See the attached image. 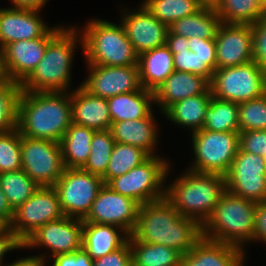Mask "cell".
<instances>
[{
    "label": "cell",
    "instance_id": "cb8c5ba5",
    "mask_svg": "<svg viewBox=\"0 0 266 266\" xmlns=\"http://www.w3.org/2000/svg\"><path fill=\"white\" fill-rule=\"evenodd\" d=\"M142 88L154 92L174 72L173 54L167 45L143 52L138 57Z\"/></svg>",
    "mask_w": 266,
    "mask_h": 266
},
{
    "label": "cell",
    "instance_id": "83f0119b",
    "mask_svg": "<svg viewBox=\"0 0 266 266\" xmlns=\"http://www.w3.org/2000/svg\"><path fill=\"white\" fill-rule=\"evenodd\" d=\"M96 130L71 123L60 141L65 168H82L90 155L91 141Z\"/></svg>",
    "mask_w": 266,
    "mask_h": 266
},
{
    "label": "cell",
    "instance_id": "603a6c76",
    "mask_svg": "<svg viewBox=\"0 0 266 266\" xmlns=\"http://www.w3.org/2000/svg\"><path fill=\"white\" fill-rule=\"evenodd\" d=\"M72 123L98 130L111 128L106 98L91 95L81 85L71 93Z\"/></svg>",
    "mask_w": 266,
    "mask_h": 266
},
{
    "label": "cell",
    "instance_id": "836d02e7",
    "mask_svg": "<svg viewBox=\"0 0 266 266\" xmlns=\"http://www.w3.org/2000/svg\"><path fill=\"white\" fill-rule=\"evenodd\" d=\"M149 157L150 155L139 147L115 142L106 173L102 176L104 183L107 184L111 179L129 172Z\"/></svg>",
    "mask_w": 266,
    "mask_h": 266
},
{
    "label": "cell",
    "instance_id": "db71d44e",
    "mask_svg": "<svg viewBox=\"0 0 266 266\" xmlns=\"http://www.w3.org/2000/svg\"><path fill=\"white\" fill-rule=\"evenodd\" d=\"M223 0H198L199 5L202 8H208L216 10Z\"/></svg>",
    "mask_w": 266,
    "mask_h": 266
},
{
    "label": "cell",
    "instance_id": "7c38bea8",
    "mask_svg": "<svg viewBox=\"0 0 266 266\" xmlns=\"http://www.w3.org/2000/svg\"><path fill=\"white\" fill-rule=\"evenodd\" d=\"M64 216L54 187H39L28 200L14 211L10 229L23 243L39 227Z\"/></svg>",
    "mask_w": 266,
    "mask_h": 266
},
{
    "label": "cell",
    "instance_id": "816d5d0a",
    "mask_svg": "<svg viewBox=\"0 0 266 266\" xmlns=\"http://www.w3.org/2000/svg\"><path fill=\"white\" fill-rule=\"evenodd\" d=\"M14 8L40 11L47 0H11Z\"/></svg>",
    "mask_w": 266,
    "mask_h": 266
},
{
    "label": "cell",
    "instance_id": "ac0fdd59",
    "mask_svg": "<svg viewBox=\"0 0 266 266\" xmlns=\"http://www.w3.org/2000/svg\"><path fill=\"white\" fill-rule=\"evenodd\" d=\"M217 69L253 61V33L249 24L221 23L215 36Z\"/></svg>",
    "mask_w": 266,
    "mask_h": 266
},
{
    "label": "cell",
    "instance_id": "f546056e",
    "mask_svg": "<svg viewBox=\"0 0 266 266\" xmlns=\"http://www.w3.org/2000/svg\"><path fill=\"white\" fill-rule=\"evenodd\" d=\"M221 19L216 10L201 8L196 13L173 22L168 30L172 34L186 38L199 37L202 39L215 38Z\"/></svg>",
    "mask_w": 266,
    "mask_h": 266
},
{
    "label": "cell",
    "instance_id": "8d00e7d4",
    "mask_svg": "<svg viewBox=\"0 0 266 266\" xmlns=\"http://www.w3.org/2000/svg\"><path fill=\"white\" fill-rule=\"evenodd\" d=\"M114 145L115 141L110 129L95 131L90 155L81 169L102 177L106 173Z\"/></svg>",
    "mask_w": 266,
    "mask_h": 266
},
{
    "label": "cell",
    "instance_id": "f35d334b",
    "mask_svg": "<svg viewBox=\"0 0 266 266\" xmlns=\"http://www.w3.org/2000/svg\"><path fill=\"white\" fill-rule=\"evenodd\" d=\"M238 106L240 132L266 130V93L257 99L241 102Z\"/></svg>",
    "mask_w": 266,
    "mask_h": 266
},
{
    "label": "cell",
    "instance_id": "44dd1931",
    "mask_svg": "<svg viewBox=\"0 0 266 266\" xmlns=\"http://www.w3.org/2000/svg\"><path fill=\"white\" fill-rule=\"evenodd\" d=\"M243 249L202 237L182 255L181 266H243Z\"/></svg>",
    "mask_w": 266,
    "mask_h": 266
},
{
    "label": "cell",
    "instance_id": "4dcf8cb0",
    "mask_svg": "<svg viewBox=\"0 0 266 266\" xmlns=\"http://www.w3.org/2000/svg\"><path fill=\"white\" fill-rule=\"evenodd\" d=\"M132 253V266H181L182 254L162 244L137 241L128 238Z\"/></svg>",
    "mask_w": 266,
    "mask_h": 266
},
{
    "label": "cell",
    "instance_id": "ffe728a7",
    "mask_svg": "<svg viewBox=\"0 0 266 266\" xmlns=\"http://www.w3.org/2000/svg\"><path fill=\"white\" fill-rule=\"evenodd\" d=\"M37 12L14 7L0 9V51L15 41L40 38L51 29Z\"/></svg>",
    "mask_w": 266,
    "mask_h": 266
},
{
    "label": "cell",
    "instance_id": "bcb514c9",
    "mask_svg": "<svg viewBox=\"0 0 266 266\" xmlns=\"http://www.w3.org/2000/svg\"><path fill=\"white\" fill-rule=\"evenodd\" d=\"M53 258L52 266H94V260L83 248L73 253L56 255Z\"/></svg>",
    "mask_w": 266,
    "mask_h": 266
},
{
    "label": "cell",
    "instance_id": "f5cc1de1",
    "mask_svg": "<svg viewBox=\"0 0 266 266\" xmlns=\"http://www.w3.org/2000/svg\"><path fill=\"white\" fill-rule=\"evenodd\" d=\"M45 256H31L28 258H22L20 260H17L13 262L12 264L8 266H44L45 259L43 258Z\"/></svg>",
    "mask_w": 266,
    "mask_h": 266
},
{
    "label": "cell",
    "instance_id": "484cf974",
    "mask_svg": "<svg viewBox=\"0 0 266 266\" xmlns=\"http://www.w3.org/2000/svg\"><path fill=\"white\" fill-rule=\"evenodd\" d=\"M156 126L152 113L147 118L113 122L110 128L115 142L139 147L153 156Z\"/></svg>",
    "mask_w": 266,
    "mask_h": 266
},
{
    "label": "cell",
    "instance_id": "e575fe53",
    "mask_svg": "<svg viewBox=\"0 0 266 266\" xmlns=\"http://www.w3.org/2000/svg\"><path fill=\"white\" fill-rule=\"evenodd\" d=\"M0 186L13 211L18 209L40 187L22 169L0 173Z\"/></svg>",
    "mask_w": 266,
    "mask_h": 266
},
{
    "label": "cell",
    "instance_id": "5bb4252c",
    "mask_svg": "<svg viewBox=\"0 0 266 266\" xmlns=\"http://www.w3.org/2000/svg\"><path fill=\"white\" fill-rule=\"evenodd\" d=\"M139 206L132 198L121 195L104 184L83 222L114 225L119 227L123 235L130 236L137 223Z\"/></svg>",
    "mask_w": 266,
    "mask_h": 266
},
{
    "label": "cell",
    "instance_id": "30bf717a",
    "mask_svg": "<svg viewBox=\"0 0 266 266\" xmlns=\"http://www.w3.org/2000/svg\"><path fill=\"white\" fill-rule=\"evenodd\" d=\"M104 184L101 176L81 168H65L53 187L64 215L83 220Z\"/></svg>",
    "mask_w": 266,
    "mask_h": 266
},
{
    "label": "cell",
    "instance_id": "f1b7e54d",
    "mask_svg": "<svg viewBox=\"0 0 266 266\" xmlns=\"http://www.w3.org/2000/svg\"><path fill=\"white\" fill-rule=\"evenodd\" d=\"M212 98L211 88L204 94L185 98L171 105L164 113L178 125L192 129V133L203 128L204 118Z\"/></svg>",
    "mask_w": 266,
    "mask_h": 266
},
{
    "label": "cell",
    "instance_id": "8fae6325",
    "mask_svg": "<svg viewBox=\"0 0 266 266\" xmlns=\"http://www.w3.org/2000/svg\"><path fill=\"white\" fill-rule=\"evenodd\" d=\"M22 170L40 187H53L65 169L61 145L20 135Z\"/></svg>",
    "mask_w": 266,
    "mask_h": 266
},
{
    "label": "cell",
    "instance_id": "7bdbcfd3",
    "mask_svg": "<svg viewBox=\"0 0 266 266\" xmlns=\"http://www.w3.org/2000/svg\"><path fill=\"white\" fill-rule=\"evenodd\" d=\"M188 47L190 51L196 53L199 58L205 61L213 71L217 69L215 38L190 37L188 38Z\"/></svg>",
    "mask_w": 266,
    "mask_h": 266
},
{
    "label": "cell",
    "instance_id": "f907efd6",
    "mask_svg": "<svg viewBox=\"0 0 266 266\" xmlns=\"http://www.w3.org/2000/svg\"><path fill=\"white\" fill-rule=\"evenodd\" d=\"M13 217L14 211L9 205L7 198L0 186V218L5 220L10 225L13 220Z\"/></svg>",
    "mask_w": 266,
    "mask_h": 266
},
{
    "label": "cell",
    "instance_id": "ba28073f",
    "mask_svg": "<svg viewBox=\"0 0 266 266\" xmlns=\"http://www.w3.org/2000/svg\"><path fill=\"white\" fill-rule=\"evenodd\" d=\"M168 165L166 160L153 155L129 172L111 179L106 185L140 205L157 201L165 197L162 184L169 170Z\"/></svg>",
    "mask_w": 266,
    "mask_h": 266
},
{
    "label": "cell",
    "instance_id": "9a60e30c",
    "mask_svg": "<svg viewBox=\"0 0 266 266\" xmlns=\"http://www.w3.org/2000/svg\"><path fill=\"white\" fill-rule=\"evenodd\" d=\"M62 29L51 28L44 36L33 40H19L7 44L1 51L6 78L21 84L44 56L48 42Z\"/></svg>",
    "mask_w": 266,
    "mask_h": 266
},
{
    "label": "cell",
    "instance_id": "6da1fadb",
    "mask_svg": "<svg viewBox=\"0 0 266 266\" xmlns=\"http://www.w3.org/2000/svg\"><path fill=\"white\" fill-rule=\"evenodd\" d=\"M131 235L137 241L162 244L184 255L202 238V226L194 219L181 216L164 197L139 206Z\"/></svg>",
    "mask_w": 266,
    "mask_h": 266
},
{
    "label": "cell",
    "instance_id": "7a4b0ae2",
    "mask_svg": "<svg viewBox=\"0 0 266 266\" xmlns=\"http://www.w3.org/2000/svg\"><path fill=\"white\" fill-rule=\"evenodd\" d=\"M21 91L18 103L20 135L60 143L72 123L71 93Z\"/></svg>",
    "mask_w": 266,
    "mask_h": 266
},
{
    "label": "cell",
    "instance_id": "d6986e66",
    "mask_svg": "<svg viewBox=\"0 0 266 266\" xmlns=\"http://www.w3.org/2000/svg\"><path fill=\"white\" fill-rule=\"evenodd\" d=\"M122 26L136 53L166 45L168 26L161 23L142 3L139 11L124 15Z\"/></svg>",
    "mask_w": 266,
    "mask_h": 266
},
{
    "label": "cell",
    "instance_id": "9c48e42d",
    "mask_svg": "<svg viewBox=\"0 0 266 266\" xmlns=\"http://www.w3.org/2000/svg\"><path fill=\"white\" fill-rule=\"evenodd\" d=\"M195 163L190 170L226 175L239 150V132L201 129L192 135Z\"/></svg>",
    "mask_w": 266,
    "mask_h": 266
},
{
    "label": "cell",
    "instance_id": "52a82bcc",
    "mask_svg": "<svg viewBox=\"0 0 266 266\" xmlns=\"http://www.w3.org/2000/svg\"><path fill=\"white\" fill-rule=\"evenodd\" d=\"M210 88L212 96L238 104L257 99L266 93V71L255 61L216 69Z\"/></svg>",
    "mask_w": 266,
    "mask_h": 266
},
{
    "label": "cell",
    "instance_id": "60d3db41",
    "mask_svg": "<svg viewBox=\"0 0 266 266\" xmlns=\"http://www.w3.org/2000/svg\"><path fill=\"white\" fill-rule=\"evenodd\" d=\"M173 54L174 71L192 73L206 78L210 83L213 79L214 71L189 49L178 51Z\"/></svg>",
    "mask_w": 266,
    "mask_h": 266
},
{
    "label": "cell",
    "instance_id": "9f6ffc18",
    "mask_svg": "<svg viewBox=\"0 0 266 266\" xmlns=\"http://www.w3.org/2000/svg\"><path fill=\"white\" fill-rule=\"evenodd\" d=\"M6 79L3 67H2V60H1V54H0V83Z\"/></svg>",
    "mask_w": 266,
    "mask_h": 266
},
{
    "label": "cell",
    "instance_id": "d6a6232c",
    "mask_svg": "<svg viewBox=\"0 0 266 266\" xmlns=\"http://www.w3.org/2000/svg\"><path fill=\"white\" fill-rule=\"evenodd\" d=\"M216 12L225 24L252 25L266 16L259 0H223Z\"/></svg>",
    "mask_w": 266,
    "mask_h": 266
},
{
    "label": "cell",
    "instance_id": "8992f818",
    "mask_svg": "<svg viewBox=\"0 0 266 266\" xmlns=\"http://www.w3.org/2000/svg\"><path fill=\"white\" fill-rule=\"evenodd\" d=\"M81 34L88 64L102 66H138V57L125 30L104 20H93Z\"/></svg>",
    "mask_w": 266,
    "mask_h": 266
},
{
    "label": "cell",
    "instance_id": "b9f144b4",
    "mask_svg": "<svg viewBox=\"0 0 266 266\" xmlns=\"http://www.w3.org/2000/svg\"><path fill=\"white\" fill-rule=\"evenodd\" d=\"M239 149L266 158V130L239 132Z\"/></svg>",
    "mask_w": 266,
    "mask_h": 266
},
{
    "label": "cell",
    "instance_id": "4316f807",
    "mask_svg": "<svg viewBox=\"0 0 266 266\" xmlns=\"http://www.w3.org/2000/svg\"><path fill=\"white\" fill-rule=\"evenodd\" d=\"M152 101L154 92L144 88L107 98L112 123L147 118L152 113Z\"/></svg>",
    "mask_w": 266,
    "mask_h": 266
},
{
    "label": "cell",
    "instance_id": "d590c367",
    "mask_svg": "<svg viewBox=\"0 0 266 266\" xmlns=\"http://www.w3.org/2000/svg\"><path fill=\"white\" fill-rule=\"evenodd\" d=\"M143 4L168 27L178 19L192 15L202 8L198 0H146Z\"/></svg>",
    "mask_w": 266,
    "mask_h": 266
},
{
    "label": "cell",
    "instance_id": "7dc6e473",
    "mask_svg": "<svg viewBox=\"0 0 266 266\" xmlns=\"http://www.w3.org/2000/svg\"><path fill=\"white\" fill-rule=\"evenodd\" d=\"M254 240L266 243V202H258L254 218Z\"/></svg>",
    "mask_w": 266,
    "mask_h": 266
},
{
    "label": "cell",
    "instance_id": "1f68e13d",
    "mask_svg": "<svg viewBox=\"0 0 266 266\" xmlns=\"http://www.w3.org/2000/svg\"><path fill=\"white\" fill-rule=\"evenodd\" d=\"M238 113V103L212 96L202 129L214 132H240Z\"/></svg>",
    "mask_w": 266,
    "mask_h": 266
},
{
    "label": "cell",
    "instance_id": "11a10c76",
    "mask_svg": "<svg viewBox=\"0 0 266 266\" xmlns=\"http://www.w3.org/2000/svg\"><path fill=\"white\" fill-rule=\"evenodd\" d=\"M9 227L10 225L0 218V235H2Z\"/></svg>",
    "mask_w": 266,
    "mask_h": 266
},
{
    "label": "cell",
    "instance_id": "74e56055",
    "mask_svg": "<svg viewBox=\"0 0 266 266\" xmlns=\"http://www.w3.org/2000/svg\"><path fill=\"white\" fill-rule=\"evenodd\" d=\"M21 86L6 78L0 83V132H10L18 126V103Z\"/></svg>",
    "mask_w": 266,
    "mask_h": 266
},
{
    "label": "cell",
    "instance_id": "6f0895ef",
    "mask_svg": "<svg viewBox=\"0 0 266 266\" xmlns=\"http://www.w3.org/2000/svg\"><path fill=\"white\" fill-rule=\"evenodd\" d=\"M259 1L262 7L264 8V10L266 11V0H259Z\"/></svg>",
    "mask_w": 266,
    "mask_h": 266
},
{
    "label": "cell",
    "instance_id": "e0dca14e",
    "mask_svg": "<svg viewBox=\"0 0 266 266\" xmlns=\"http://www.w3.org/2000/svg\"><path fill=\"white\" fill-rule=\"evenodd\" d=\"M82 228V219L64 216L39 227L23 242V248L46 246L52 257L73 253L82 248Z\"/></svg>",
    "mask_w": 266,
    "mask_h": 266
},
{
    "label": "cell",
    "instance_id": "ab89813d",
    "mask_svg": "<svg viewBox=\"0 0 266 266\" xmlns=\"http://www.w3.org/2000/svg\"><path fill=\"white\" fill-rule=\"evenodd\" d=\"M22 168L20 133L18 129L0 132V173Z\"/></svg>",
    "mask_w": 266,
    "mask_h": 266
},
{
    "label": "cell",
    "instance_id": "7402d4cb",
    "mask_svg": "<svg viewBox=\"0 0 266 266\" xmlns=\"http://www.w3.org/2000/svg\"><path fill=\"white\" fill-rule=\"evenodd\" d=\"M210 89V82L199 75L174 71L154 91V103L164 113L171 105L185 98L204 94Z\"/></svg>",
    "mask_w": 266,
    "mask_h": 266
},
{
    "label": "cell",
    "instance_id": "f6af8a7d",
    "mask_svg": "<svg viewBox=\"0 0 266 266\" xmlns=\"http://www.w3.org/2000/svg\"><path fill=\"white\" fill-rule=\"evenodd\" d=\"M94 266H132L129 240L114 252L94 260Z\"/></svg>",
    "mask_w": 266,
    "mask_h": 266
},
{
    "label": "cell",
    "instance_id": "c3c4849f",
    "mask_svg": "<svg viewBox=\"0 0 266 266\" xmlns=\"http://www.w3.org/2000/svg\"><path fill=\"white\" fill-rule=\"evenodd\" d=\"M23 248V243L16 237L10 227L0 235V266H2V257L6 252Z\"/></svg>",
    "mask_w": 266,
    "mask_h": 266
},
{
    "label": "cell",
    "instance_id": "3957f363",
    "mask_svg": "<svg viewBox=\"0 0 266 266\" xmlns=\"http://www.w3.org/2000/svg\"><path fill=\"white\" fill-rule=\"evenodd\" d=\"M166 187L165 197L180 215L194 219L203 226L226 190V182L224 175L189 169L173 185Z\"/></svg>",
    "mask_w": 266,
    "mask_h": 266
},
{
    "label": "cell",
    "instance_id": "2e32d148",
    "mask_svg": "<svg viewBox=\"0 0 266 266\" xmlns=\"http://www.w3.org/2000/svg\"><path fill=\"white\" fill-rule=\"evenodd\" d=\"M91 73L82 87L91 95L110 98L142 89L138 66L88 65Z\"/></svg>",
    "mask_w": 266,
    "mask_h": 266
},
{
    "label": "cell",
    "instance_id": "277c9868",
    "mask_svg": "<svg viewBox=\"0 0 266 266\" xmlns=\"http://www.w3.org/2000/svg\"><path fill=\"white\" fill-rule=\"evenodd\" d=\"M78 31L62 28L47 44L43 58L20 84L22 91L65 92L70 83V70Z\"/></svg>",
    "mask_w": 266,
    "mask_h": 266
},
{
    "label": "cell",
    "instance_id": "4fadbf2b",
    "mask_svg": "<svg viewBox=\"0 0 266 266\" xmlns=\"http://www.w3.org/2000/svg\"><path fill=\"white\" fill-rule=\"evenodd\" d=\"M226 189L255 202H266V158L240 149L225 175Z\"/></svg>",
    "mask_w": 266,
    "mask_h": 266
},
{
    "label": "cell",
    "instance_id": "5b68a950",
    "mask_svg": "<svg viewBox=\"0 0 266 266\" xmlns=\"http://www.w3.org/2000/svg\"><path fill=\"white\" fill-rule=\"evenodd\" d=\"M257 202L237 196L227 189L210 218L202 226V237L243 247L253 240Z\"/></svg>",
    "mask_w": 266,
    "mask_h": 266
},
{
    "label": "cell",
    "instance_id": "ee69618b",
    "mask_svg": "<svg viewBox=\"0 0 266 266\" xmlns=\"http://www.w3.org/2000/svg\"><path fill=\"white\" fill-rule=\"evenodd\" d=\"M253 61L266 71V16L252 24Z\"/></svg>",
    "mask_w": 266,
    "mask_h": 266
},
{
    "label": "cell",
    "instance_id": "681fc988",
    "mask_svg": "<svg viewBox=\"0 0 266 266\" xmlns=\"http://www.w3.org/2000/svg\"><path fill=\"white\" fill-rule=\"evenodd\" d=\"M166 45L172 53H178V51L189 49L188 38L172 34L169 31L167 33Z\"/></svg>",
    "mask_w": 266,
    "mask_h": 266
},
{
    "label": "cell",
    "instance_id": "d4e9b609",
    "mask_svg": "<svg viewBox=\"0 0 266 266\" xmlns=\"http://www.w3.org/2000/svg\"><path fill=\"white\" fill-rule=\"evenodd\" d=\"M116 227L114 225L83 222L82 248L92 260L114 252L128 241L129 235L123 237L116 230L119 227Z\"/></svg>",
    "mask_w": 266,
    "mask_h": 266
}]
</instances>
